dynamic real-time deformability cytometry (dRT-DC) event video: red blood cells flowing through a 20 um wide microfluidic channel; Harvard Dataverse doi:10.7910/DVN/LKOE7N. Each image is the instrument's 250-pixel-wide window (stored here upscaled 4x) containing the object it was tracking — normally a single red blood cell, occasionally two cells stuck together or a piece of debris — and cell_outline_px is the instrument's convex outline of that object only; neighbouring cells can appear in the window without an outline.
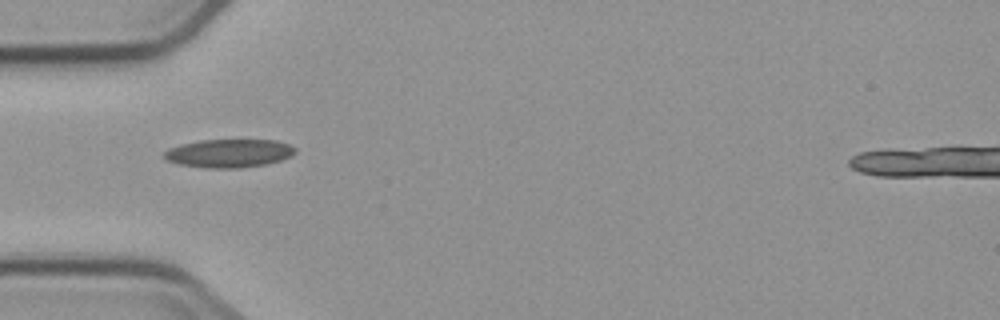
{"species": "common noctule bat (a hibernating species)", "species_latin": "Nyctalus noctula", "temperature_condition": "cold", "stored_images_in_passage": 7, "camera_frame_rate_fps": 3000, "um_per_image_px": 0.085, "animal": {"sex": "male", "body_mass_g": 23.1, "forearm_length_mm": 52.7}, "frame": {"image": 1, "passage_image": 5, "time_ms": 5.333, "image_size_px": [1000, 320], "cell_outline_px": [[296, 152], [292, 156], [268, 164], [240, 168], [204, 168], [180, 164], [164, 160], [164, 152], [168, 148], [200, 140], [276, 140], [288, 144], [296, 148]], "centroid_in_image_um": [19.47, 13.03], "position_along_channel_um": 65.5, "area_um2": 21.73}}
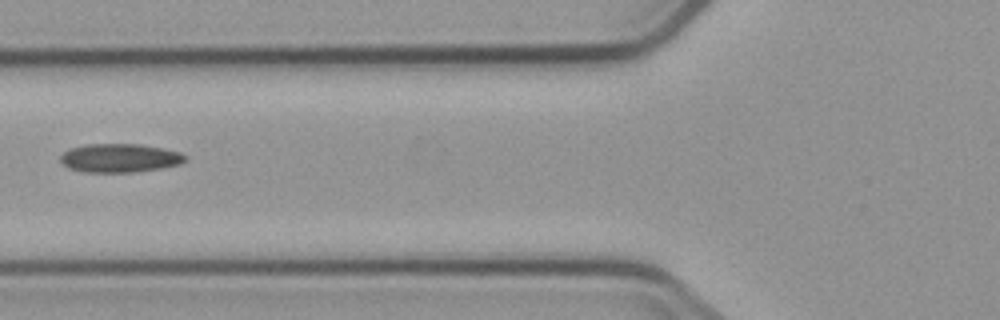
{"frame": {"image": 2, "passage_image": 6, "time_ms": 6.667, "image_size_px": [1000, 320], "cell_outline_px": [[188, 160], [180, 164], [160, 168], [132, 172], [84, 172], [68, 168], [60, 160], [60, 156], [64, 152], [72, 148], [84, 144], [140, 144], [164, 148], [180, 152], [188, 156]], "centroid_in_image_um": [10.21, 13.42], "position_along_channel_um": 115.6, "area_um2": 20.92}}
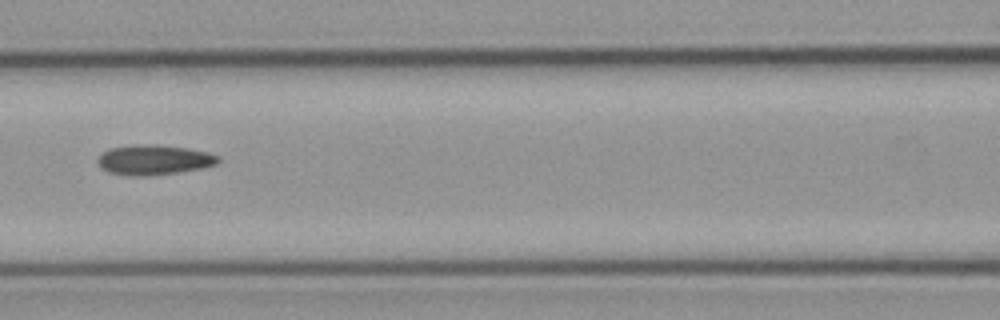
{"frame": {"image": 3, "passage_image": 7, "time_ms": 7.667, "image_size_px": [1000, 320], "cell_outline_px": [[220, 160], [216, 164], [200, 168], [180, 172], [148, 176], [124, 176], [108, 172], [100, 168], [96, 160], [108, 148], [132, 144], [156, 144], [188, 148], [208, 152], [220, 156]], "centroid_in_image_um": [13.05, 13.58], "position_along_channel_um": 153.6, "area_um2": 21.44}}